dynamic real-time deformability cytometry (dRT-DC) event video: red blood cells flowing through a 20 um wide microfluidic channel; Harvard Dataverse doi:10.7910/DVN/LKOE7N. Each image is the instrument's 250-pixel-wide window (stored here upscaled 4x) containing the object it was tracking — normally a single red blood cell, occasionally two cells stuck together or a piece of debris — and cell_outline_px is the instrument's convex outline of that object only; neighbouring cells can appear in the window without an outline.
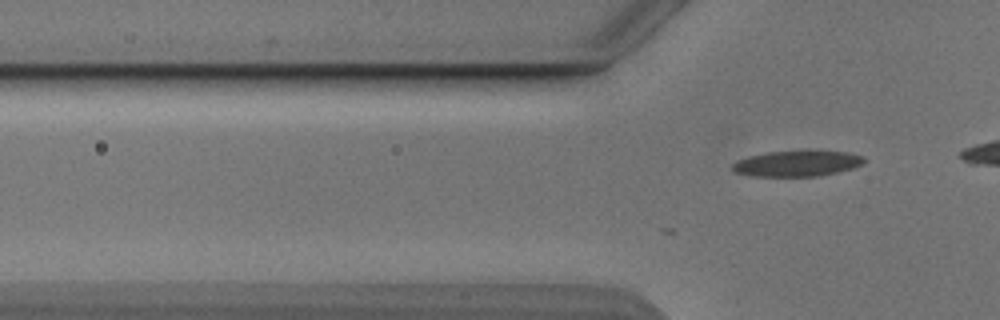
{"species": "Egyptian fruit bat (a non-hibernating species)", "species_latin": "Rousettus aegyptiacus", "temperature_condition": "cold", "stored_images_in_passage": 11, "camera_frame_rate_fps": 3000, "um_per_image_px": 0.085, "animal": {"sex": "male"}, "frame": {"image": 1, "passage_image": 11, "time_ms": 3.333, "image_size_px": [1000, 320], "cell_outline_px": [[864, 164], [852, 168], [836, 172], [816, 176], [756, 176], [736, 172], [732, 168], [732, 164], [736, 160], [748, 156], [768, 152], [816, 148], [848, 152], [864, 156]], "centroid_in_image_um": [67.81, 13.84], "position_along_channel_um": 58.0, "area_um2": 20.4}}